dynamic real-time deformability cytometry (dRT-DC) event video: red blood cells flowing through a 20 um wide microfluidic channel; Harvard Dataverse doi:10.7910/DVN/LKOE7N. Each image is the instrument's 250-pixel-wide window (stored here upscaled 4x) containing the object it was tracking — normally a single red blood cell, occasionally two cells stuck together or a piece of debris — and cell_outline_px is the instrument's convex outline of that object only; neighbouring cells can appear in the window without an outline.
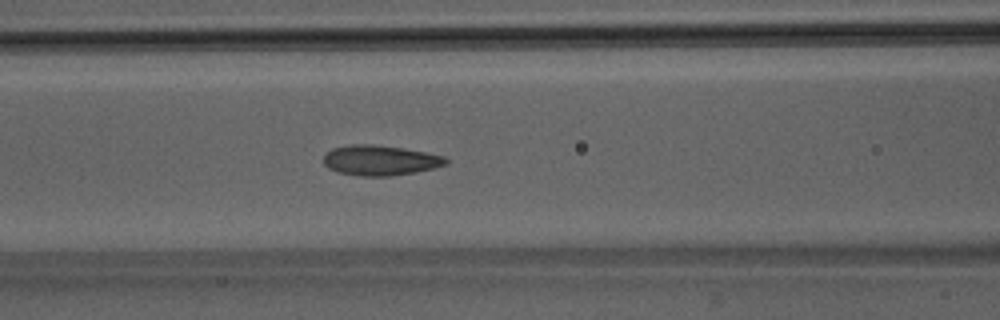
{"species": "Egyptian fruit bat (a non-hibernating species)", "species_latin": "Rousettus aegyptiacus", "temperature_condition": "room temperature", "stored_images_in_passage": 51, "camera_frame_rate_fps": 3000, "um_per_image_px": 0.085, "animal": {"sex": "male"}, "frame": {"image": 1, "passage_image": 22, "time_ms": 7.0, "image_size_px": [1000, 320], "cell_outline_px": [[448, 164], [436, 168], [416, 172], [392, 176], [360, 176], [336, 172], [328, 168], [324, 164], [324, 152], [332, 148], [352, 144], [372, 144], [400, 148], [424, 152], [444, 156], [448, 160]], "centroid_in_image_um": [32.29, 13.64], "position_along_channel_um": 134.3, "area_um2": 21.68}}
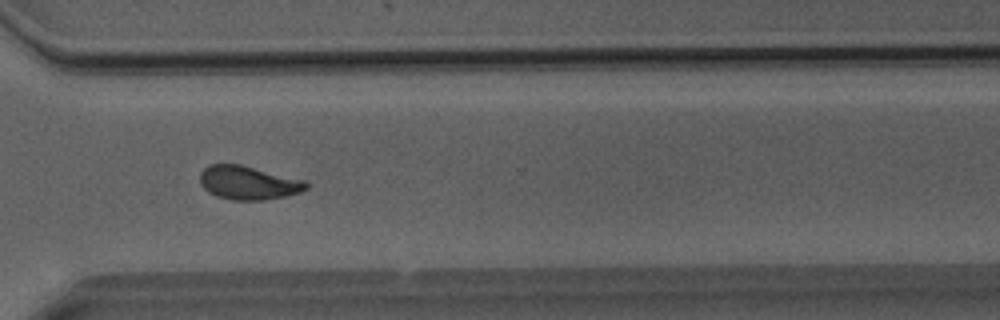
{"frame": {"image": 2, "passage_image": 38, "time_ms": 12.333, "image_size_px": [1000, 320], "cell_outline_px": [[308, 188], [300, 192], [284, 196], [264, 200], [232, 200], [216, 196], [208, 192], [200, 184], [200, 172], [208, 164], [240, 164], [304, 180], [308, 184]], "centroid_in_image_um": [21.07, 15.53], "position_along_channel_um": 349.5, "area_um2": 20.81}}
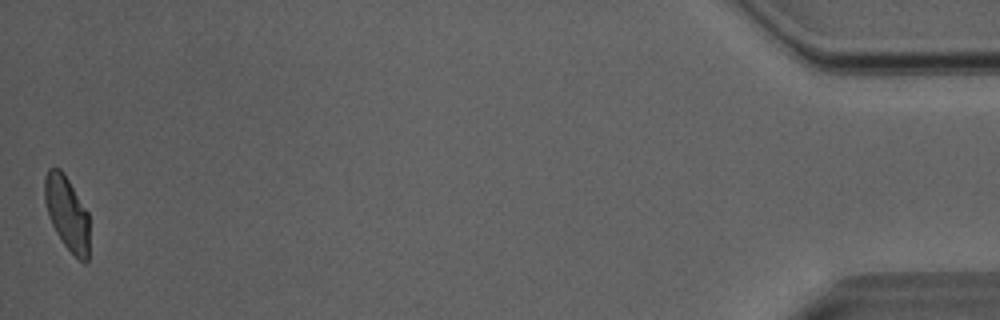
{"frame": {"image": 3, "passage_image": 51, "time_ms": 16.667, "image_size_px": [1000, 320], "cell_outline_px": [[88, 260], [84, 264], [64, 244], [56, 232], [48, 216], [44, 200], [44, 176], [48, 168], [60, 168], [64, 172], [88, 212]], "centroid_in_image_um": [5.67, 18.07], "position_along_channel_um": 429.5, "area_um2": 19.25}, "authors_computed_cell_mechanics": {"area_um2": 20.9236, "velocity_mm_per_s": 4.0382, "shape_relaxation_time_tau1_ms": 8.316, "shape_relaxation_time_tau2_ms": 1.3626, "deformation_change_tau1": 0.1805, "deformation_change_tau2": 0.074}}